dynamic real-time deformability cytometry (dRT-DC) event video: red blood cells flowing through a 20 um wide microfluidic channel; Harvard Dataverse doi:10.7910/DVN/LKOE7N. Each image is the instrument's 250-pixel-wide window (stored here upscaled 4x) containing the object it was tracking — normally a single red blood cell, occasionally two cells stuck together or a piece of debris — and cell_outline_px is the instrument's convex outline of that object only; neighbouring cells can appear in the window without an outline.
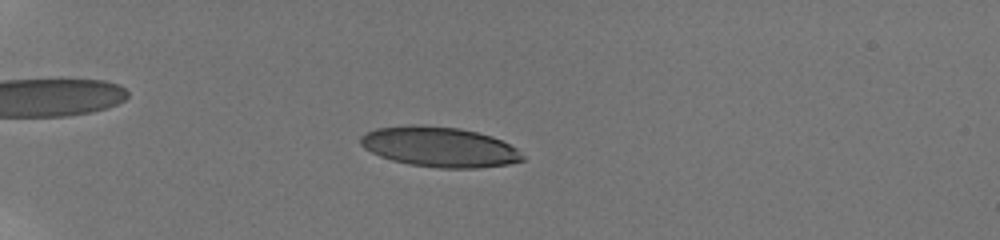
{"species": "human", "species_latin": "Homo sapiens", "temperature_condition": "room temperature", "stored_images_in_passage": 40, "camera_frame_rate_fps": 3000, "um_per_image_px": 0.085, "donor": {"sex": "male"}, "frame": {"image": 1, "passage_image": 12, "time_ms": 2.333, "image_size_px": [1000, 240], "cell_outline_px": [[524, 160], [508, 164], [476, 168], [440, 168], [408, 164], [392, 160], [380, 156], [364, 148], [360, 144], [360, 136], [376, 128], [412, 124], [460, 128], [492, 136], [516, 148], [524, 156]], "centroid_in_image_um": [37.34, 12.49], "position_along_channel_um": 47.7, "area_um2": 37.74}}
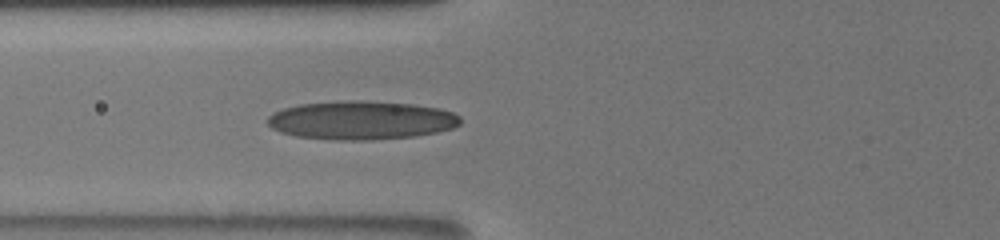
{"frame": {"image": 2, "passage_image": 27, "time_ms": 5.0, "image_size_px": [1000, 240], "cell_outline_px": [[460, 124], [452, 128], [436, 132], [416, 136], [372, 140], [332, 140], [296, 136], [280, 132], [272, 128], [268, 124], [268, 116], [284, 108], [300, 104], [340, 100], [360, 100], [412, 104], [440, 108], [452, 112], [460, 116]], "centroid_in_image_um": [30.71, 10.22], "position_along_channel_um": 95.1, "area_um2": 43.52}}
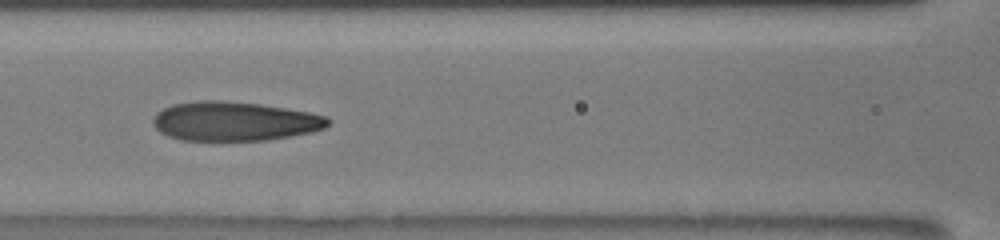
{"frame": {"image": 3, "passage_image": 33, "time_ms": 6.333, "image_size_px": [1000, 240], "cell_outline_px": [[332, 120], [324, 128], [312, 132], [268, 140], [180, 140], [168, 136], [160, 132], [152, 124], [152, 120], [156, 112], [172, 104], [200, 100], [220, 100], [260, 104], [308, 112], [328, 116]], "centroid_in_image_um": [19.91, 10.3], "position_along_channel_um": 146.7, "area_um2": 40.06}}